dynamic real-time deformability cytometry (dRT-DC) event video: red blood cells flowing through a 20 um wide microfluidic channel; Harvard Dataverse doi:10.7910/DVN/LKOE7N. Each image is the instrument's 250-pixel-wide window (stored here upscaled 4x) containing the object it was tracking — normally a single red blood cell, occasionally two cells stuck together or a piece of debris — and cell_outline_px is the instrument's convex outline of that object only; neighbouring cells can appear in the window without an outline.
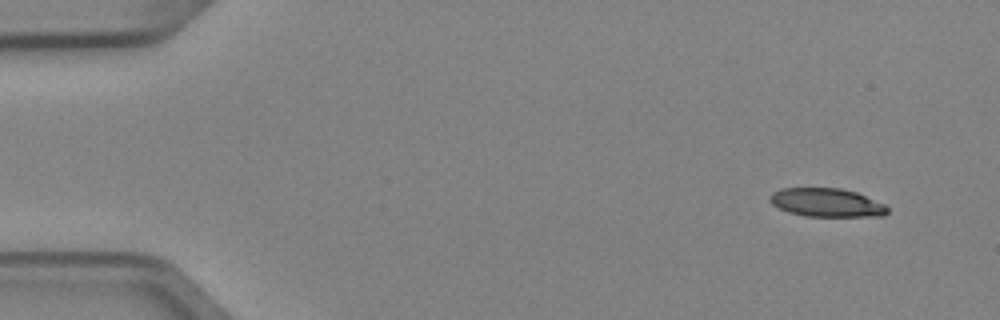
{"species": "Egyptian fruit bat (a non-hibernating species)", "species_latin": "Rousettus aegyptiacus", "temperature_condition": "cold", "stored_images_in_passage": 4, "camera_frame_rate_fps": 3000, "um_per_image_px": 0.085, "animal": {"sex": "female"}, "frame": {"image": 1, "passage_image": 1, "time_ms": 0.0, "image_size_px": [1000, 320], "cell_outline_px": [[888, 212], [884, 216], [808, 216], [788, 212], [772, 204], [768, 200], [768, 196], [772, 192], [780, 188], [840, 188], [856, 192], [884, 204], [888, 208]], "centroid_in_image_um": [70.23, 17.21], "position_along_channel_um": 14.8, "area_um2": 19.54}}
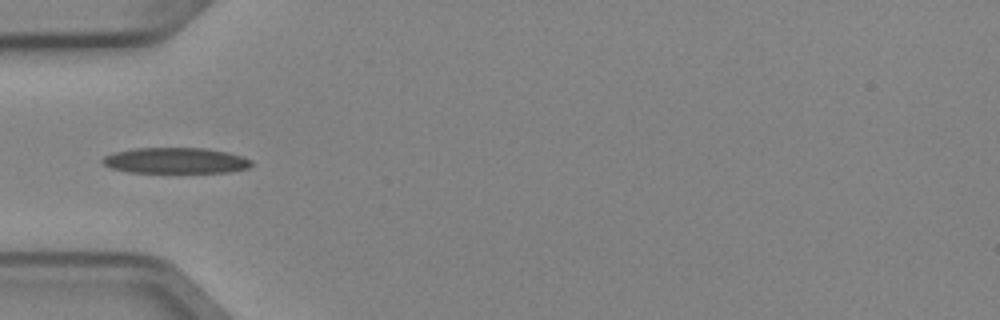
{"frame": {"image": 2, "passage_image": 4, "time_ms": 1.0, "image_size_px": [1000, 320], "cell_outline_px": [[252, 164], [248, 168], [228, 172], [128, 172], [112, 168], [104, 164], [100, 160], [104, 156], [112, 152], [132, 148], [204, 148], [224, 152], [240, 156], [252, 160]], "centroid_in_image_um": [14.87, 13.64], "position_along_channel_um": 70.1, "area_um2": 22.25}}